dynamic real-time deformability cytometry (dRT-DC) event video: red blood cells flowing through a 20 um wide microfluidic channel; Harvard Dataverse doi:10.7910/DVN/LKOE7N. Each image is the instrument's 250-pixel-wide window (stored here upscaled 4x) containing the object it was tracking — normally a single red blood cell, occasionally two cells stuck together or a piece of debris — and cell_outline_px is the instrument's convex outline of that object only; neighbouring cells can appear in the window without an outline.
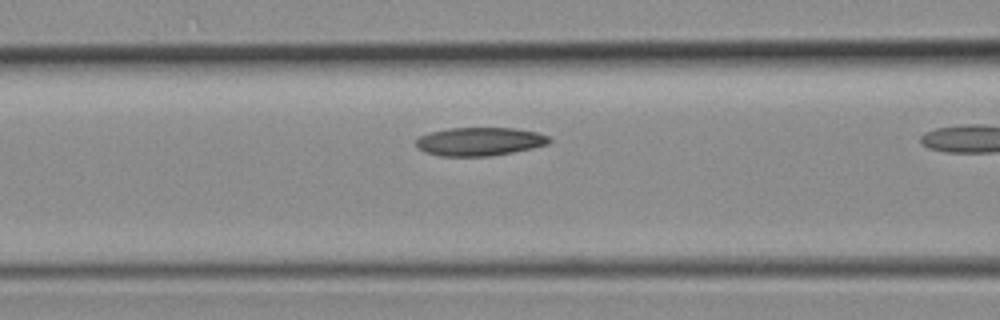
{"species": "common noctule bat (a hibernating species)", "species_latin": "Nyctalus noctula", "temperature_condition": "room temperature", "stored_images_in_passage": 11, "camera_frame_rate_fps": 3000, "um_per_image_px": 0.085, "animal": {"sex": "female", "body_mass_g": 19.3, "forearm_length_mm": 54.1}, "frame": {"image": 1, "passage_image": 10, "time_ms": 3.0, "image_size_px": [1000, 320], "cell_outline_px": [[552, 140], [548, 144], [532, 148], [512, 152], [488, 156], [440, 156], [424, 152], [416, 144], [416, 140], [420, 136], [428, 132], [448, 128], [516, 128], [536, 132], [548, 136]], "centroid_in_image_um": [40.76, 12.02], "position_along_channel_um": 125.8, "area_um2": 22.02}}